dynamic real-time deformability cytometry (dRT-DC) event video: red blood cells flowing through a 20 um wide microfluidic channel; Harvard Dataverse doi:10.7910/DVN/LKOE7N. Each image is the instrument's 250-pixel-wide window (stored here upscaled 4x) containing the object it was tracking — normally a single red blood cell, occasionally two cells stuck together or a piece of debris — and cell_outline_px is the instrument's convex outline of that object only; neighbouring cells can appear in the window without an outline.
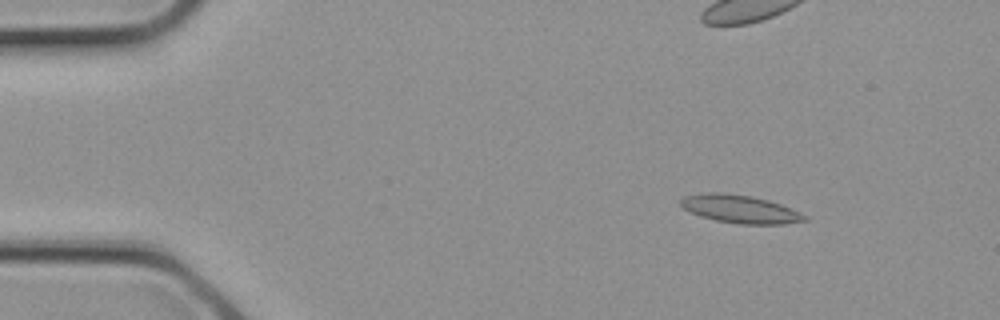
{"species": "common noctule bat (a hibernating species)", "species_latin": "Nyctalus noctula", "temperature_condition": "cold", "stored_images_in_passage": 3, "camera_frame_rate_fps": 3000, "um_per_image_px": 0.085, "animal": {"sex": "female", "body_mass_g": 21.9}, "frame": {"image": 1, "passage_image": 2, "time_ms": 0.333, "image_size_px": [1000, 320], "cell_outline_px": [[808, 220], [784, 224], [740, 224], [716, 220], [700, 216], [684, 208], [680, 204], [680, 200], [684, 196], [708, 192], [720, 192], [748, 196], [768, 200], [780, 204], [800, 212], [808, 216]], "centroid_in_image_um": [62.92, 17.77], "position_along_channel_um": 22.1, "area_um2": 20.06}}